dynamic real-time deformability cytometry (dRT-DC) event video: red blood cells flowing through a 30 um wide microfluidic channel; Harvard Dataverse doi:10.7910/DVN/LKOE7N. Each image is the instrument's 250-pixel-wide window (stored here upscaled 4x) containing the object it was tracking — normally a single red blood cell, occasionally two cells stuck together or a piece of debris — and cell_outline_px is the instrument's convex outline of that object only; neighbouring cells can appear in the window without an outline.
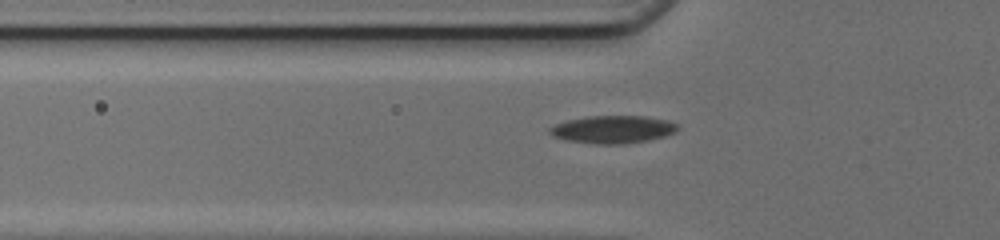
{"species": "common noctule bat (a hibernating species)", "species_latin": "Nyctalus noctula", "temperature_condition": "cold", "stored_images_in_passage": 37, "camera_frame_rate_fps": 3000, "um_per_image_px": 0.085, "animal": {"sex": "female", "body_mass_g": 17.0, "forearm_length_mm": 48.0}, "frame": {"image": 1, "passage_image": 3, "time_ms": 0.667, "image_size_px": [1000, 240], "cell_outline_px": [[680, 128], [676, 132], [664, 136], [648, 140], [624, 144], [596, 144], [564, 140], [552, 136], [548, 132], [548, 128], [556, 124], [568, 120], [588, 116], [644, 116], [668, 120], [676, 124]], "centroid_in_image_um": [52.08, 11.0], "position_along_channel_um": 73.7, "area_um2": 20.75}}
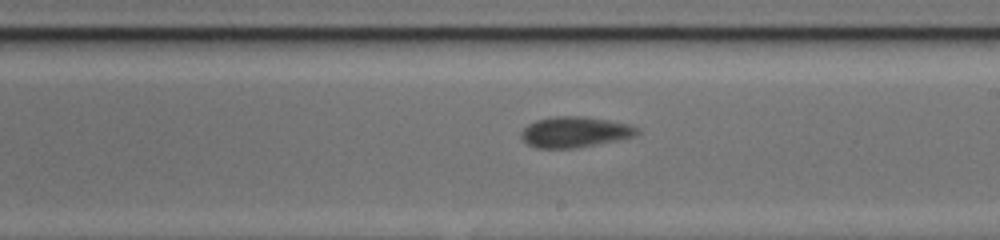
{"frame": {"image": 2, "passage_image": 15, "time_ms": 4.667, "image_size_px": [1000, 240], "cell_outline_px": [[640, 132], [636, 136], [596, 144], [572, 148], [536, 148], [528, 144], [520, 136], [520, 132], [528, 124], [536, 120], [556, 116], [580, 116], [608, 120], [628, 124], [636, 128]], "centroid_in_image_um": [48.83, 11.22], "position_along_channel_um": 240.2, "area_um2": 20.52}}
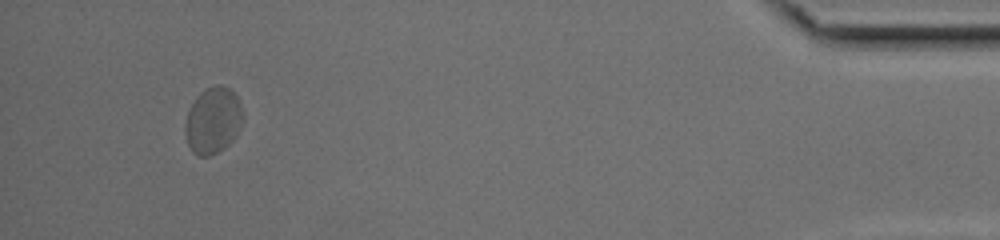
{"frame": {"image": 3, "passage_image": 33, "time_ms": 10.667, "image_size_px": [1000, 240], "cell_outline_px": [[244, 116], [240, 128], [236, 136], [224, 148], [208, 156], [200, 156], [192, 152], [188, 144], [184, 132], [184, 124], [188, 112], [196, 96], [200, 92], [216, 84], [220, 84], [228, 88], [240, 100]], "centroid_in_image_um": [18.11, 10.23], "position_along_channel_um": 417.1, "area_um2": 22.43}}